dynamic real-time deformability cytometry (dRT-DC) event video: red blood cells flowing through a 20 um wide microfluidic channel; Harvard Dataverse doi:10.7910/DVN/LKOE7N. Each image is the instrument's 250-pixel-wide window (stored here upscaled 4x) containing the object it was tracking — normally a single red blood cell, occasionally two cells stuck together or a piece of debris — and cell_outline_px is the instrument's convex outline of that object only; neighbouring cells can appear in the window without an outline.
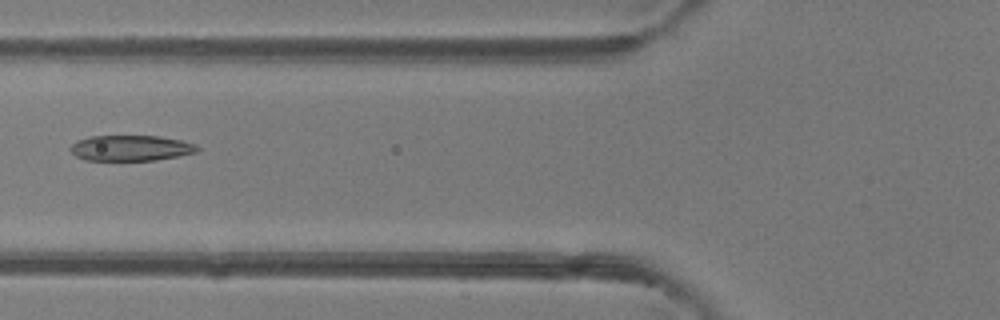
{"species": "common noctule bat (a hibernating species)", "species_latin": "Nyctalus noctula", "temperature_condition": "room temperature", "stored_images_in_passage": 2, "camera_frame_rate_fps": 3000, "um_per_image_px": 0.085, "animal": {"sex": "female"}, "frame": {"image": 1, "passage_image": 2, "time_ms": 0.333, "image_size_px": [1000, 320], "cell_outline_px": [[200, 148], [196, 152], [156, 160], [84, 160], [76, 156], [68, 148], [76, 140], [92, 136], [160, 136], [180, 140], [196, 144]], "centroid_in_image_um": [11.09, 12.58], "position_along_channel_um": 114.7, "area_um2": 18.9}}